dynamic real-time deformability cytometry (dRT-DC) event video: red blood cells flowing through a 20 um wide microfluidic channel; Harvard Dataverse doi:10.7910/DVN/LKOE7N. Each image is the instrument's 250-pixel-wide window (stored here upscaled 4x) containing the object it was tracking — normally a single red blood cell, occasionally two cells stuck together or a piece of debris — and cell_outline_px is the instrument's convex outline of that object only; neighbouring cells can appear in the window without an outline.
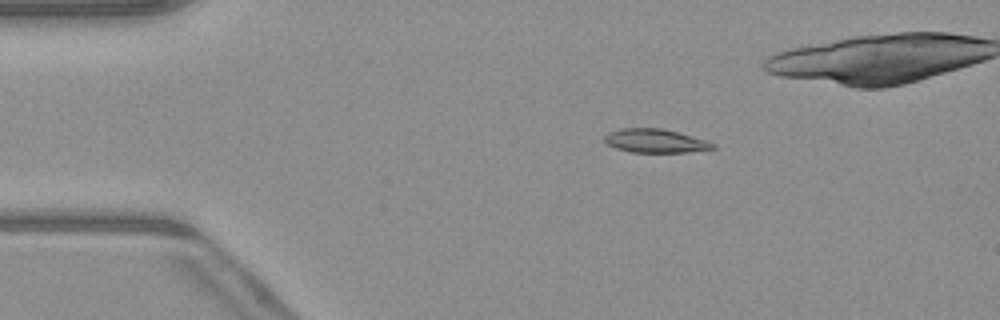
{"species": "common noctule bat (a hibernating species)", "species_latin": "Nyctalus noctula", "temperature_condition": "warm", "stored_images_in_passage": 44, "camera_frame_rate_fps": 3000, "um_per_image_px": 0.085, "animal": {"sex": "male", "body_mass_g": 23.1, "forearm_length_mm": 52.7}, "frame": {"image": 1, "passage_image": 2, "time_ms": 0.333, "image_size_px": [1000, 320], "cell_outline_px": [[716, 148], [688, 152], [632, 152], [616, 148], [608, 144], [604, 140], [604, 136], [608, 132], [620, 128], [660, 128], [676, 132], [704, 140], [716, 144]], "centroid_in_image_um": [55.66, 11.97], "position_along_channel_um": 29.3, "area_um2": 14.74}}
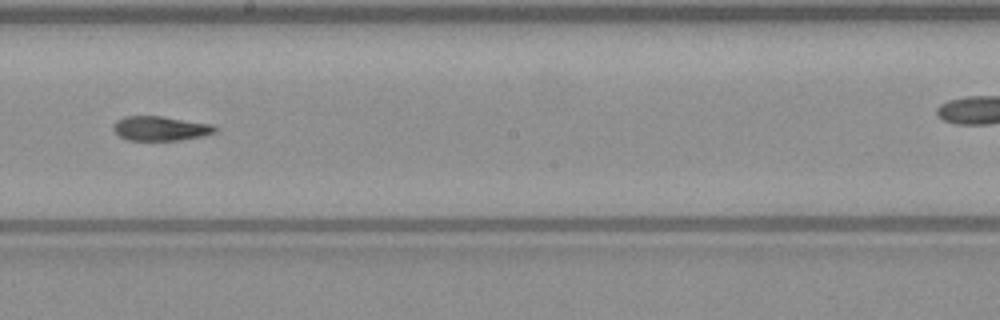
{"frame": {"image": 2, "passage_image": 21, "time_ms": 6.667, "image_size_px": [1000, 320], "cell_outline_px": [[216, 132], [204, 136], [180, 140], [128, 140], [120, 136], [112, 128], [116, 120], [124, 116], [160, 116], [212, 124], [216, 128]], "centroid_in_image_um": [13.64, 10.91], "position_along_channel_um": 234.6, "area_um2": 14.45}}
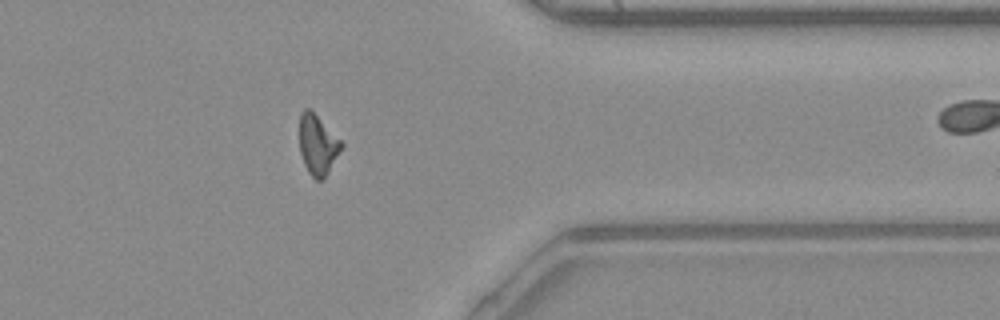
{"frame": {"image": 3, "passage_image": 33, "time_ms": 10.667, "image_size_px": [1000, 320], "cell_outline_px": [[344, 144], [328, 172], [320, 180], [316, 180], [308, 172], [304, 164], [300, 152], [300, 112], [304, 108], [308, 108]], "centroid_in_image_um": [26.98, 12.32], "position_along_channel_um": 384.4, "area_um2": 14.16}, "authors_computed_cell_mechanics": {"area_um2": 14.8257, "velocity_mm_per_s": 4.1095, "shape_relaxation_time_tau1_ms": null, "shape_relaxation_time_tau2_ms": 4.264, "deformation_change_tau1": null, "deformation_change_tau2": 0.1041}}